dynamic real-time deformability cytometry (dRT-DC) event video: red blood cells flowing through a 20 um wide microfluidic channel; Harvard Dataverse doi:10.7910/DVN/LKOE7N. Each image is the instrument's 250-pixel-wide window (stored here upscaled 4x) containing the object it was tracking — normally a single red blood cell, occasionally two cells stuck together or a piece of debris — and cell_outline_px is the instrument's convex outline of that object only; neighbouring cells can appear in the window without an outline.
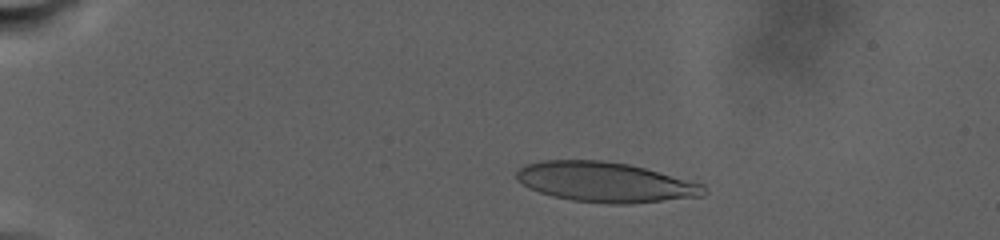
{"species": "human", "species_latin": "Homo sapiens", "temperature_condition": "warm", "stored_images_in_passage": 42, "camera_frame_rate_fps": 3000, "um_per_image_px": 0.085, "donor": {"sex": "male"}, "frame": {"image": 1, "passage_image": 11, "time_ms": 6.333, "image_size_px": [1000, 240], "cell_outline_px": [[708, 192], [704, 196], [632, 204], [608, 204], [572, 200], [552, 196], [528, 188], [516, 180], [516, 172], [524, 164], [540, 160], [604, 160], [628, 164], [644, 168], [704, 184]], "centroid_in_image_um": [51.44, 15.48], "position_along_channel_um": 33.6, "area_um2": 43.99}}
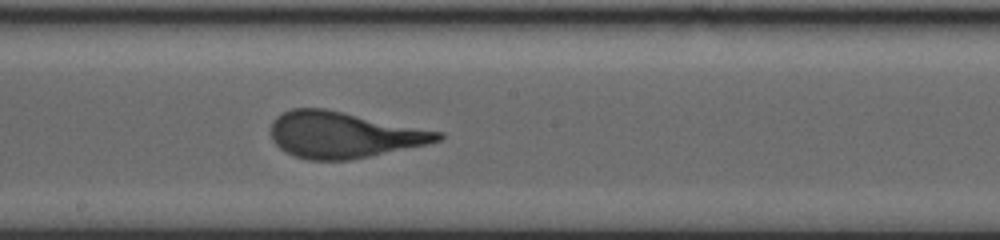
{"frame": {"image": 2, "passage_image": 29, "time_ms": 18.333, "image_size_px": [1000, 240], "cell_outline_px": [[444, 136], [440, 140], [428, 144], [348, 160], [308, 160], [296, 156], [280, 148], [272, 140], [272, 120], [276, 116], [292, 108], [324, 108], [444, 132]], "centroid_in_image_um": [29.21, 11.45], "position_along_channel_um": 219.0, "area_um2": 44.62}}
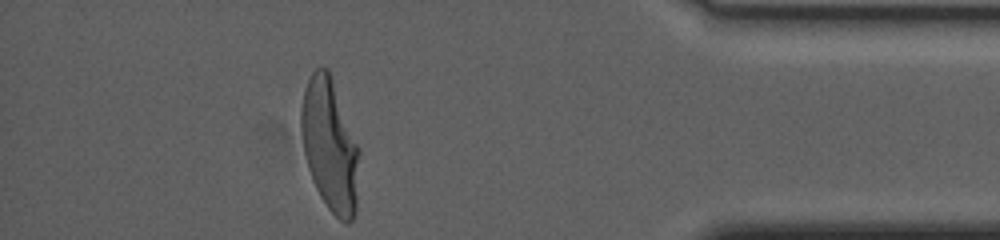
{"frame": {"image": 3, "passage_image": 42, "time_ms": 28.0, "image_size_px": [1000, 240], "cell_outline_px": [[360, 152], [356, 212], [352, 220], [348, 224], [344, 224], [328, 208], [320, 196], [312, 180], [308, 168], [304, 152], [300, 128], [300, 112], [304, 88], [312, 72], [316, 68], [328, 68], [360, 148]], "centroid_in_image_um": [28.05, 12.36], "position_along_channel_um": 407.2, "area_um2": 45.2}}